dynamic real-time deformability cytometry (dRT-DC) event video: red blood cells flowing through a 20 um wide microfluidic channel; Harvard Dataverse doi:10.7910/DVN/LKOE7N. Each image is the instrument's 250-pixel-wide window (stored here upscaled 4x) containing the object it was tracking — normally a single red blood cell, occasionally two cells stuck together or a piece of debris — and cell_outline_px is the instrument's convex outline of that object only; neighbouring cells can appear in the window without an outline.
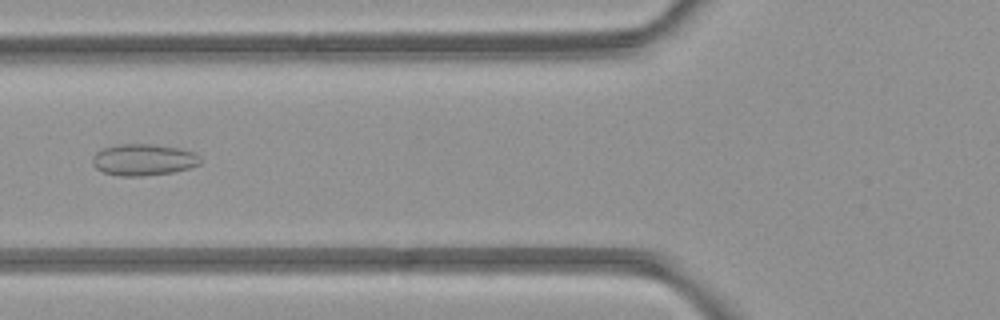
{"species": "common noctule bat (a hibernating species)", "species_latin": "Nyctalus noctula", "temperature_condition": "room temperature", "stored_images_in_passage": 4, "camera_frame_rate_fps": 3000, "um_per_image_px": 0.085, "animal": {"sex": "female", "body_mass_g": 21.9}, "frame": {"image": 1, "passage_image": 3, "time_ms": 2.333, "image_size_px": [1000, 320], "cell_outline_px": [[200, 164], [188, 168], [172, 172], [144, 176], [120, 176], [104, 172], [96, 168], [92, 164], [92, 156], [100, 148], [116, 144], [152, 144], [180, 148], [196, 152], [200, 156]], "centroid_in_image_um": [12.18, 13.56], "position_along_channel_um": 113.6, "area_um2": 20.06}}
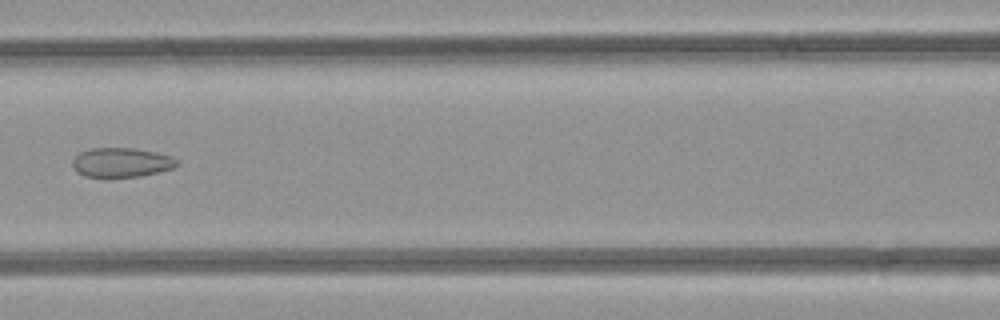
{"frame": {"image": 2, "passage_image": 4, "time_ms": 3.333, "image_size_px": [1000, 320], "cell_outline_px": [[180, 164], [172, 168], [140, 176], [84, 176], [76, 172], [72, 164], [72, 160], [80, 152], [92, 148], [132, 148], [156, 152], [172, 156], [180, 160]], "centroid_in_image_um": [10.34, 13.79], "position_along_channel_um": 156.3, "area_um2": 17.74}}